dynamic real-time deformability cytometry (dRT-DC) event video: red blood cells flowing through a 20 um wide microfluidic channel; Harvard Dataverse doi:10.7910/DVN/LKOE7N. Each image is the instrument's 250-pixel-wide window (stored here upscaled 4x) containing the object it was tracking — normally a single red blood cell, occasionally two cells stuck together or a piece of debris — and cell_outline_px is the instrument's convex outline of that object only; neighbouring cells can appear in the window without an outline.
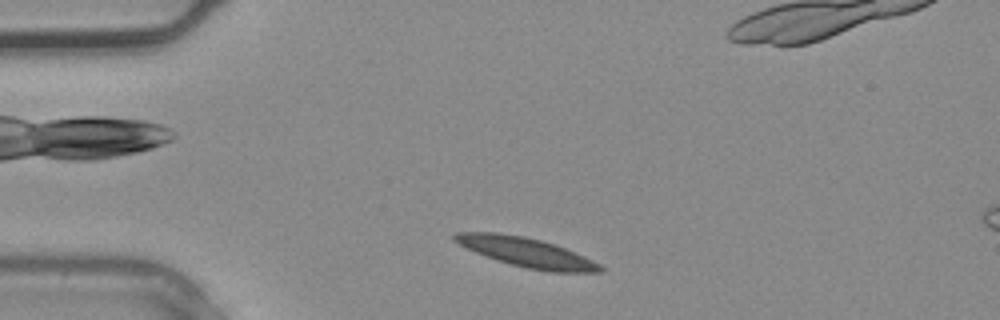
{"species": "common noctule bat (a hibernating species)", "species_latin": "Nyctalus noctula", "temperature_condition": "warm", "stored_images_in_passage": 2, "camera_frame_rate_fps": 3000, "um_per_image_px": 0.085, "animal": {"sex": "male", "body_mass_g": 20.4}, "frame": {"image": 1, "passage_image": 2, "time_ms": 0.333, "image_size_px": [1000, 320], "cell_outline_px": [[604, 272], [548, 272], [528, 268], [496, 260], [476, 252], [452, 240], [452, 236], [456, 232], [496, 232], [524, 236], [540, 240], [564, 248], [584, 256], [600, 264], [604, 268]], "centroid_in_image_um": [44.75, 21.45], "position_along_channel_um": 40.3, "area_um2": 24.62}}